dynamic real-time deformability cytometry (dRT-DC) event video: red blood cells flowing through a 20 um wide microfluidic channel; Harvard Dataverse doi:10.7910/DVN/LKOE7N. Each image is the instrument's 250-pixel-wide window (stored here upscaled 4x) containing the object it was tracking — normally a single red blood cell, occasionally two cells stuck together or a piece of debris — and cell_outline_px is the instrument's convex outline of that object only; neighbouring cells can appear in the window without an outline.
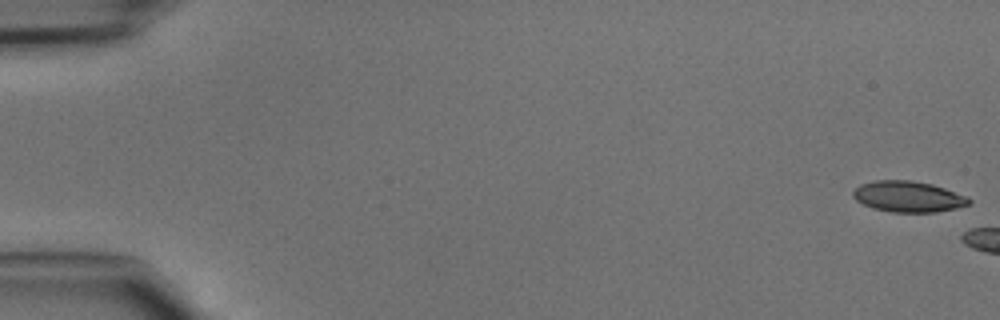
{"species": "common noctule bat (a hibernating species)", "species_latin": "Nyctalus noctula", "temperature_condition": "cold", "stored_images_in_passage": 5, "camera_frame_rate_fps": 3000, "um_per_image_px": 0.085, "animal": {"sex": "male", "body_mass_g": 15.6}, "frame": {"image": 1, "passage_image": 1, "time_ms": 0.0, "image_size_px": [1000, 320], "cell_outline_px": [[972, 204], [956, 208], [936, 212], [892, 212], [872, 208], [856, 200], [852, 196], [852, 192], [860, 184], [872, 180], [912, 180], [932, 184], [968, 196], [972, 200]], "centroid_in_image_um": [77.21, 16.7], "position_along_channel_um": 7.8, "area_um2": 21.1}}